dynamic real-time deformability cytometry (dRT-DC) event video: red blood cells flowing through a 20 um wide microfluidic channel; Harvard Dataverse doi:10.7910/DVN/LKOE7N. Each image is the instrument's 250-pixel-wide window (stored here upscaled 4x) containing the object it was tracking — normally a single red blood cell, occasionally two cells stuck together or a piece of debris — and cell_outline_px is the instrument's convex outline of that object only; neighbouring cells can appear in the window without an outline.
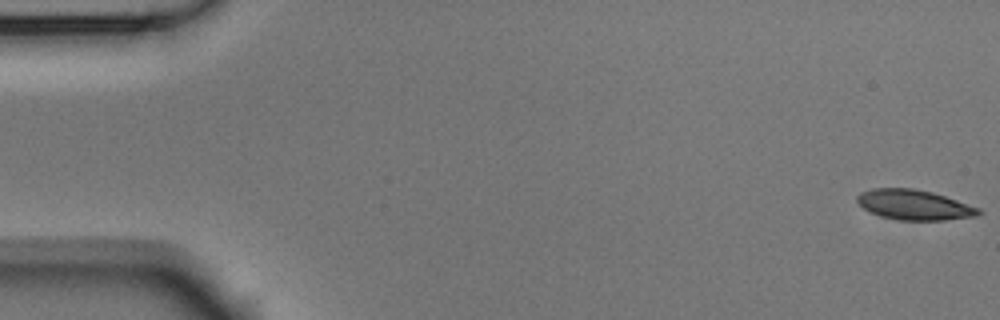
{"species": "Egyptian fruit bat (a non-hibernating species)", "species_latin": "Rousettus aegyptiacus", "temperature_condition": "room temperature", "stored_images_in_passage": 5, "camera_frame_rate_fps": 3000, "um_per_image_px": 0.085, "animal": {"sex": "male"}, "frame": {"image": 1, "passage_image": 1, "time_ms": 0.0, "image_size_px": [1000, 320], "cell_outline_px": [[984, 212], [976, 216], [944, 220], [896, 220], [880, 216], [864, 208], [856, 200], [856, 196], [860, 192], [872, 188], [912, 188], [932, 192], [980, 208]], "centroid_in_image_um": [77.7, 17.41], "position_along_channel_um": 7.3, "area_um2": 21.27}}
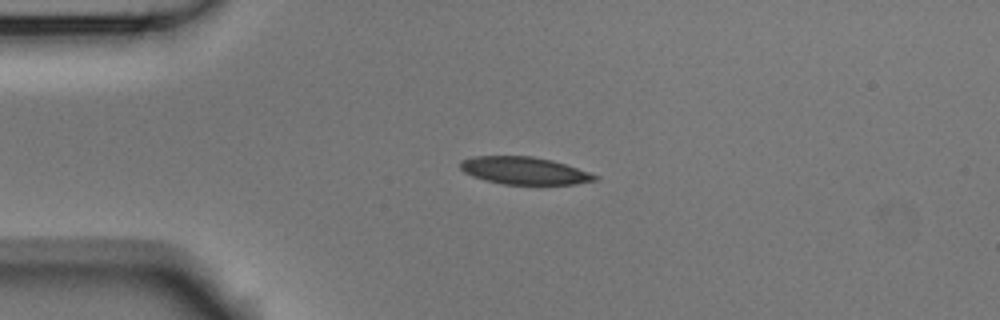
{"frame": {"image": 2, "passage_image": 4, "time_ms": 1.0, "image_size_px": [1000, 320], "cell_outline_px": [[600, 176], [596, 180], [576, 184], [504, 184], [484, 180], [472, 176], [464, 172], [460, 168], [460, 160], [472, 156], [532, 156], [552, 160]], "centroid_in_image_um": [44.52, 14.5], "position_along_channel_um": 40.5, "area_um2": 21.44}}